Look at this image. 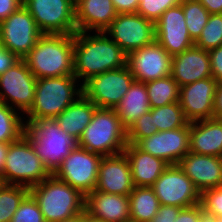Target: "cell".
<instances>
[{"label":"cell","mask_w":222,"mask_h":222,"mask_svg":"<svg viewBox=\"0 0 222 222\" xmlns=\"http://www.w3.org/2000/svg\"><path fill=\"white\" fill-rule=\"evenodd\" d=\"M130 222H149L157 213L160 202L151 187H134L129 194Z\"/></svg>","instance_id":"cell-28"},{"label":"cell","mask_w":222,"mask_h":222,"mask_svg":"<svg viewBox=\"0 0 222 222\" xmlns=\"http://www.w3.org/2000/svg\"><path fill=\"white\" fill-rule=\"evenodd\" d=\"M152 118L158 132L181 128L188 123L179 102L152 108Z\"/></svg>","instance_id":"cell-31"},{"label":"cell","mask_w":222,"mask_h":222,"mask_svg":"<svg viewBox=\"0 0 222 222\" xmlns=\"http://www.w3.org/2000/svg\"><path fill=\"white\" fill-rule=\"evenodd\" d=\"M42 34H74L75 0H23Z\"/></svg>","instance_id":"cell-8"},{"label":"cell","mask_w":222,"mask_h":222,"mask_svg":"<svg viewBox=\"0 0 222 222\" xmlns=\"http://www.w3.org/2000/svg\"><path fill=\"white\" fill-rule=\"evenodd\" d=\"M16 108L0 102V142L13 143L25 133L26 124L15 110Z\"/></svg>","instance_id":"cell-30"},{"label":"cell","mask_w":222,"mask_h":222,"mask_svg":"<svg viewBox=\"0 0 222 222\" xmlns=\"http://www.w3.org/2000/svg\"><path fill=\"white\" fill-rule=\"evenodd\" d=\"M11 222H45L44 216L36 200L30 193L18 206Z\"/></svg>","instance_id":"cell-37"},{"label":"cell","mask_w":222,"mask_h":222,"mask_svg":"<svg viewBox=\"0 0 222 222\" xmlns=\"http://www.w3.org/2000/svg\"><path fill=\"white\" fill-rule=\"evenodd\" d=\"M203 222H211V221L205 218Z\"/></svg>","instance_id":"cell-51"},{"label":"cell","mask_w":222,"mask_h":222,"mask_svg":"<svg viewBox=\"0 0 222 222\" xmlns=\"http://www.w3.org/2000/svg\"><path fill=\"white\" fill-rule=\"evenodd\" d=\"M155 40L171 56L194 46L180 4L167 9L155 22Z\"/></svg>","instance_id":"cell-17"},{"label":"cell","mask_w":222,"mask_h":222,"mask_svg":"<svg viewBox=\"0 0 222 222\" xmlns=\"http://www.w3.org/2000/svg\"><path fill=\"white\" fill-rule=\"evenodd\" d=\"M93 36L87 32L74 33V76L87 80L127 65V54L104 31ZM105 34V35H104Z\"/></svg>","instance_id":"cell-1"},{"label":"cell","mask_w":222,"mask_h":222,"mask_svg":"<svg viewBox=\"0 0 222 222\" xmlns=\"http://www.w3.org/2000/svg\"><path fill=\"white\" fill-rule=\"evenodd\" d=\"M29 193L36 200L45 222H58L85 212V196L54 174L29 188Z\"/></svg>","instance_id":"cell-3"},{"label":"cell","mask_w":222,"mask_h":222,"mask_svg":"<svg viewBox=\"0 0 222 222\" xmlns=\"http://www.w3.org/2000/svg\"><path fill=\"white\" fill-rule=\"evenodd\" d=\"M83 222H104L94 217L89 216L86 212L83 213Z\"/></svg>","instance_id":"cell-49"},{"label":"cell","mask_w":222,"mask_h":222,"mask_svg":"<svg viewBox=\"0 0 222 222\" xmlns=\"http://www.w3.org/2000/svg\"><path fill=\"white\" fill-rule=\"evenodd\" d=\"M19 60L15 54L0 46V74L4 73Z\"/></svg>","instance_id":"cell-43"},{"label":"cell","mask_w":222,"mask_h":222,"mask_svg":"<svg viewBox=\"0 0 222 222\" xmlns=\"http://www.w3.org/2000/svg\"><path fill=\"white\" fill-rule=\"evenodd\" d=\"M50 175L31 142L23 135L19 140L9 143L2 184L22 185L31 188L40 184Z\"/></svg>","instance_id":"cell-7"},{"label":"cell","mask_w":222,"mask_h":222,"mask_svg":"<svg viewBox=\"0 0 222 222\" xmlns=\"http://www.w3.org/2000/svg\"><path fill=\"white\" fill-rule=\"evenodd\" d=\"M209 220L211 222H222V217H212Z\"/></svg>","instance_id":"cell-50"},{"label":"cell","mask_w":222,"mask_h":222,"mask_svg":"<svg viewBox=\"0 0 222 222\" xmlns=\"http://www.w3.org/2000/svg\"><path fill=\"white\" fill-rule=\"evenodd\" d=\"M145 85L148 91L150 108L179 102L180 87L171 76L148 81Z\"/></svg>","instance_id":"cell-29"},{"label":"cell","mask_w":222,"mask_h":222,"mask_svg":"<svg viewBox=\"0 0 222 222\" xmlns=\"http://www.w3.org/2000/svg\"><path fill=\"white\" fill-rule=\"evenodd\" d=\"M135 81L128 66L93 76L82 85L83 95L98 108L114 109Z\"/></svg>","instance_id":"cell-9"},{"label":"cell","mask_w":222,"mask_h":222,"mask_svg":"<svg viewBox=\"0 0 222 222\" xmlns=\"http://www.w3.org/2000/svg\"><path fill=\"white\" fill-rule=\"evenodd\" d=\"M190 123L174 130L154 133L135 145L142 151L160 158L169 165L178 162L189 152Z\"/></svg>","instance_id":"cell-16"},{"label":"cell","mask_w":222,"mask_h":222,"mask_svg":"<svg viewBox=\"0 0 222 222\" xmlns=\"http://www.w3.org/2000/svg\"><path fill=\"white\" fill-rule=\"evenodd\" d=\"M76 98L55 120L61 129L79 140L98 107L84 95Z\"/></svg>","instance_id":"cell-26"},{"label":"cell","mask_w":222,"mask_h":222,"mask_svg":"<svg viewBox=\"0 0 222 222\" xmlns=\"http://www.w3.org/2000/svg\"><path fill=\"white\" fill-rule=\"evenodd\" d=\"M24 136L50 174H54L64 158L78 146V140L61 129L55 118H39L26 123Z\"/></svg>","instance_id":"cell-4"},{"label":"cell","mask_w":222,"mask_h":222,"mask_svg":"<svg viewBox=\"0 0 222 222\" xmlns=\"http://www.w3.org/2000/svg\"><path fill=\"white\" fill-rule=\"evenodd\" d=\"M157 132L158 129L153 122L152 108H151L149 112L139 117L127 129L128 144H136L140 139L150 137L151 135Z\"/></svg>","instance_id":"cell-35"},{"label":"cell","mask_w":222,"mask_h":222,"mask_svg":"<svg viewBox=\"0 0 222 222\" xmlns=\"http://www.w3.org/2000/svg\"><path fill=\"white\" fill-rule=\"evenodd\" d=\"M205 218L222 217V187L211 188L201 193V202Z\"/></svg>","instance_id":"cell-38"},{"label":"cell","mask_w":222,"mask_h":222,"mask_svg":"<svg viewBox=\"0 0 222 222\" xmlns=\"http://www.w3.org/2000/svg\"><path fill=\"white\" fill-rule=\"evenodd\" d=\"M123 152L130 163L135 187H151L169 166L164 160L142 151L135 144H127Z\"/></svg>","instance_id":"cell-24"},{"label":"cell","mask_w":222,"mask_h":222,"mask_svg":"<svg viewBox=\"0 0 222 222\" xmlns=\"http://www.w3.org/2000/svg\"><path fill=\"white\" fill-rule=\"evenodd\" d=\"M170 76L179 87L212 77L208 50L194 45L182 53L172 56Z\"/></svg>","instance_id":"cell-21"},{"label":"cell","mask_w":222,"mask_h":222,"mask_svg":"<svg viewBox=\"0 0 222 222\" xmlns=\"http://www.w3.org/2000/svg\"><path fill=\"white\" fill-rule=\"evenodd\" d=\"M42 35L35 19L22 5L0 23V46L23 59Z\"/></svg>","instance_id":"cell-11"},{"label":"cell","mask_w":222,"mask_h":222,"mask_svg":"<svg viewBox=\"0 0 222 222\" xmlns=\"http://www.w3.org/2000/svg\"><path fill=\"white\" fill-rule=\"evenodd\" d=\"M181 1L140 0L136 13L155 23L167 9L179 5Z\"/></svg>","instance_id":"cell-36"},{"label":"cell","mask_w":222,"mask_h":222,"mask_svg":"<svg viewBox=\"0 0 222 222\" xmlns=\"http://www.w3.org/2000/svg\"><path fill=\"white\" fill-rule=\"evenodd\" d=\"M102 155L77 146L64 158L54 175L84 196L94 191Z\"/></svg>","instance_id":"cell-10"},{"label":"cell","mask_w":222,"mask_h":222,"mask_svg":"<svg viewBox=\"0 0 222 222\" xmlns=\"http://www.w3.org/2000/svg\"><path fill=\"white\" fill-rule=\"evenodd\" d=\"M189 151L222 157V120L212 118L191 122Z\"/></svg>","instance_id":"cell-25"},{"label":"cell","mask_w":222,"mask_h":222,"mask_svg":"<svg viewBox=\"0 0 222 222\" xmlns=\"http://www.w3.org/2000/svg\"><path fill=\"white\" fill-rule=\"evenodd\" d=\"M58 222H83V214Z\"/></svg>","instance_id":"cell-48"},{"label":"cell","mask_w":222,"mask_h":222,"mask_svg":"<svg viewBox=\"0 0 222 222\" xmlns=\"http://www.w3.org/2000/svg\"><path fill=\"white\" fill-rule=\"evenodd\" d=\"M134 187L130 163L124 152L103 156L95 190L129 196Z\"/></svg>","instance_id":"cell-19"},{"label":"cell","mask_w":222,"mask_h":222,"mask_svg":"<svg viewBox=\"0 0 222 222\" xmlns=\"http://www.w3.org/2000/svg\"><path fill=\"white\" fill-rule=\"evenodd\" d=\"M160 204L187 208L201 202V193L178 164L169 165L151 186Z\"/></svg>","instance_id":"cell-12"},{"label":"cell","mask_w":222,"mask_h":222,"mask_svg":"<svg viewBox=\"0 0 222 222\" xmlns=\"http://www.w3.org/2000/svg\"><path fill=\"white\" fill-rule=\"evenodd\" d=\"M114 109L126 129L143 114L149 112L151 108L145 83L134 81Z\"/></svg>","instance_id":"cell-27"},{"label":"cell","mask_w":222,"mask_h":222,"mask_svg":"<svg viewBox=\"0 0 222 222\" xmlns=\"http://www.w3.org/2000/svg\"><path fill=\"white\" fill-rule=\"evenodd\" d=\"M217 83L209 77L180 87L179 103L189 123L212 119Z\"/></svg>","instance_id":"cell-18"},{"label":"cell","mask_w":222,"mask_h":222,"mask_svg":"<svg viewBox=\"0 0 222 222\" xmlns=\"http://www.w3.org/2000/svg\"><path fill=\"white\" fill-rule=\"evenodd\" d=\"M127 129L115 109L97 108L78 146L102 156L120 154L127 146Z\"/></svg>","instance_id":"cell-5"},{"label":"cell","mask_w":222,"mask_h":222,"mask_svg":"<svg viewBox=\"0 0 222 222\" xmlns=\"http://www.w3.org/2000/svg\"><path fill=\"white\" fill-rule=\"evenodd\" d=\"M140 0H112L117 13H136Z\"/></svg>","instance_id":"cell-44"},{"label":"cell","mask_w":222,"mask_h":222,"mask_svg":"<svg viewBox=\"0 0 222 222\" xmlns=\"http://www.w3.org/2000/svg\"><path fill=\"white\" fill-rule=\"evenodd\" d=\"M212 118L222 120V82L217 83Z\"/></svg>","instance_id":"cell-45"},{"label":"cell","mask_w":222,"mask_h":222,"mask_svg":"<svg viewBox=\"0 0 222 222\" xmlns=\"http://www.w3.org/2000/svg\"><path fill=\"white\" fill-rule=\"evenodd\" d=\"M204 219L205 213L199 203L195 206L182 208L174 222H203Z\"/></svg>","instance_id":"cell-39"},{"label":"cell","mask_w":222,"mask_h":222,"mask_svg":"<svg viewBox=\"0 0 222 222\" xmlns=\"http://www.w3.org/2000/svg\"><path fill=\"white\" fill-rule=\"evenodd\" d=\"M36 80L26 62L20 59L0 74V87L3 89L0 91V102L9 106L11 101L13 106L26 113L34 101Z\"/></svg>","instance_id":"cell-14"},{"label":"cell","mask_w":222,"mask_h":222,"mask_svg":"<svg viewBox=\"0 0 222 222\" xmlns=\"http://www.w3.org/2000/svg\"><path fill=\"white\" fill-rule=\"evenodd\" d=\"M28 194V187L2 184L0 186V222H11L18 206Z\"/></svg>","instance_id":"cell-32"},{"label":"cell","mask_w":222,"mask_h":222,"mask_svg":"<svg viewBox=\"0 0 222 222\" xmlns=\"http://www.w3.org/2000/svg\"><path fill=\"white\" fill-rule=\"evenodd\" d=\"M212 77L222 82V45L208 50Z\"/></svg>","instance_id":"cell-40"},{"label":"cell","mask_w":222,"mask_h":222,"mask_svg":"<svg viewBox=\"0 0 222 222\" xmlns=\"http://www.w3.org/2000/svg\"><path fill=\"white\" fill-rule=\"evenodd\" d=\"M104 33L128 55L155 41V23L138 13H118Z\"/></svg>","instance_id":"cell-13"},{"label":"cell","mask_w":222,"mask_h":222,"mask_svg":"<svg viewBox=\"0 0 222 222\" xmlns=\"http://www.w3.org/2000/svg\"><path fill=\"white\" fill-rule=\"evenodd\" d=\"M127 66L135 81L146 83L170 76L172 56L155 40L129 53Z\"/></svg>","instance_id":"cell-15"},{"label":"cell","mask_w":222,"mask_h":222,"mask_svg":"<svg viewBox=\"0 0 222 222\" xmlns=\"http://www.w3.org/2000/svg\"><path fill=\"white\" fill-rule=\"evenodd\" d=\"M74 34H42L23 58L37 78L74 75Z\"/></svg>","instance_id":"cell-2"},{"label":"cell","mask_w":222,"mask_h":222,"mask_svg":"<svg viewBox=\"0 0 222 222\" xmlns=\"http://www.w3.org/2000/svg\"><path fill=\"white\" fill-rule=\"evenodd\" d=\"M112 0H75L76 30L104 31L117 16Z\"/></svg>","instance_id":"cell-23"},{"label":"cell","mask_w":222,"mask_h":222,"mask_svg":"<svg viewBox=\"0 0 222 222\" xmlns=\"http://www.w3.org/2000/svg\"><path fill=\"white\" fill-rule=\"evenodd\" d=\"M210 14H222V0H198Z\"/></svg>","instance_id":"cell-46"},{"label":"cell","mask_w":222,"mask_h":222,"mask_svg":"<svg viewBox=\"0 0 222 222\" xmlns=\"http://www.w3.org/2000/svg\"><path fill=\"white\" fill-rule=\"evenodd\" d=\"M85 212L104 222H130L129 196L94 190L85 196Z\"/></svg>","instance_id":"cell-22"},{"label":"cell","mask_w":222,"mask_h":222,"mask_svg":"<svg viewBox=\"0 0 222 222\" xmlns=\"http://www.w3.org/2000/svg\"><path fill=\"white\" fill-rule=\"evenodd\" d=\"M194 45L203 50L222 45V14H210L207 24Z\"/></svg>","instance_id":"cell-34"},{"label":"cell","mask_w":222,"mask_h":222,"mask_svg":"<svg viewBox=\"0 0 222 222\" xmlns=\"http://www.w3.org/2000/svg\"><path fill=\"white\" fill-rule=\"evenodd\" d=\"M22 5L23 0H0V23Z\"/></svg>","instance_id":"cell-42"},{"label":"cell","mask_w":222,"mask_h":222,"mask_svg":"<svg viewBox=\"0 0 222 222\" xmlns=\"http://www.w3.org/2000/svg\"><path fill=\"white\" fill-rule=\"evenodd\" d=\"M180 5L184 11L190 38L195 43L207 24L210 13L198 0H182Z\"/></svg>","instance_id":"cell-33"},{"label":"cell","mask_w":222,"mask_h":222,"mask_svg":"<svg viewBox=\"0 0 222 222\" xmlns=\"http://www.w3.org/2000/svg\"><path fill=\"white\" fill-rule=\"evenodd\" d=\"M178 166L202 193L211 188L222 187V157L188 152Z\"/></svg>","instance_id":"cell-20"},{"label":"cell","mask_w":222,"mask_h":222,"mask_svg":"<svg viewBox=\"0 0 222 222\" xmlns=\"http://www.w3.org/2000/svg\"><path fill=\"white\" fill-rule=\"evenodd\" d=\"M9 149V143L0 142V177L3 175V168L6 161V155Z\"/></svg>","instance_id":"cell-47"},{"label":"cell","mask_w":222,"mask_h":222,"mask_svg":"<svg viewBox=\"0 0 222 222\" xmlns=\"http://www.w3.org/2000/svg\"><path fill=\"white\" fill-rule=\"evenodd\" d=\"M181 207L160 204L157 213L149 222H174Z\"/></svg>","instance_id":"cell-41"},{"label":"cell","mask_w":222,"mask_h":222,"mask_svg":"<svg viewBox=\"0 0 222 222\" xmlns=\"http://www.w3.org/2000/svg\"><path fill=\"white\" fill-rule=\"evenodd\" d=\"M74 75L48 77L36 80V91L32 106L26 112L29 116L26 123H33L39 118H56L70 104L83 95L82 85L76 89Z\"/></svg>","instance_id":"cell-6"}]
</instances>
